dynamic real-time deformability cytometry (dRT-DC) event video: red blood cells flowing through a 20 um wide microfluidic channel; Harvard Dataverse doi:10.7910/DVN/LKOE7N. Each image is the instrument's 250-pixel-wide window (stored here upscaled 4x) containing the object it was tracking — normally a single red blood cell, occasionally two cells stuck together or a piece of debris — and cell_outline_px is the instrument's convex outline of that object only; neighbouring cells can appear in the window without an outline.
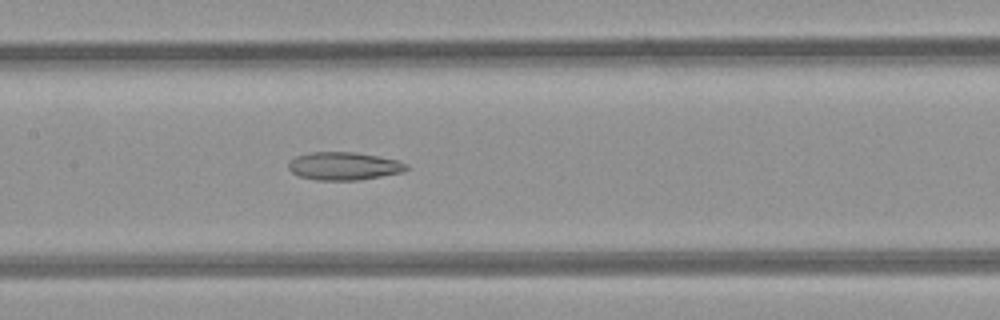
{"species": "common noctule bat (a hibernating species)", "species_latin": "Nyctalus noctula", "temperature_condition": "room temperature", "stored_images_in_passage": 36, "camera_frame_rate_fps": 3000, "um_per_image_px": 0.085, "animal": {"sex": "female", "body_mass_g": 21.9}, "frame": {"image": 1, "passage_image": 11, "time_ms": 3.333, "image_size_px": [1000, 320], "cell_outline_px": [[408, 168], [404, 172], [360, 180], [316, 180], [300, 176], [292, 172], [288, 168], [288, 164], [296, 156], [308, 152], [356, 152], [380, 156], [400, 160], [408, 164]], "centroid_in_image_um": [29.28, 14.11], "position_along_channel_um": 178.1, "area_um2": 19.42}}
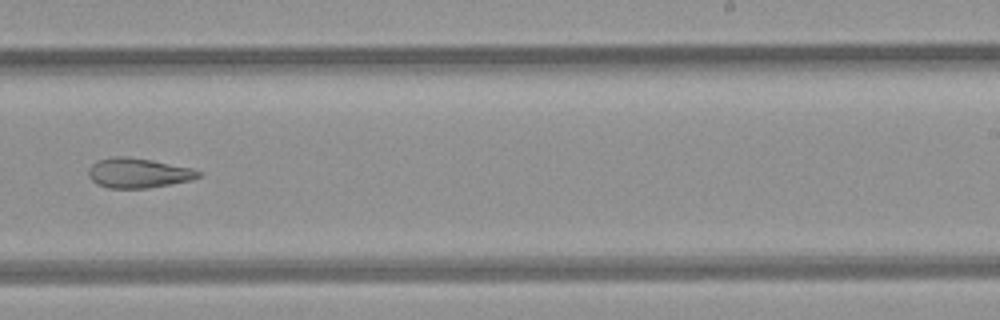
{"frame": {"image": 2, "passage_image": 18, "time_ms": 5.667, "image_size_px": [1000, 320], "cell_outline_px": [[200, 176], [192, 180], [148, 188], [108, 188], [96, 184], [88, 176], [88, 168], [96, 160], [112, 156], [128, 156], [152, 160], [192, 168], [200, 172]], "centroid_in_image_um": [11.71, 14.69], "position_along_channel_um": 277.3, "area_um2": 19.25}}
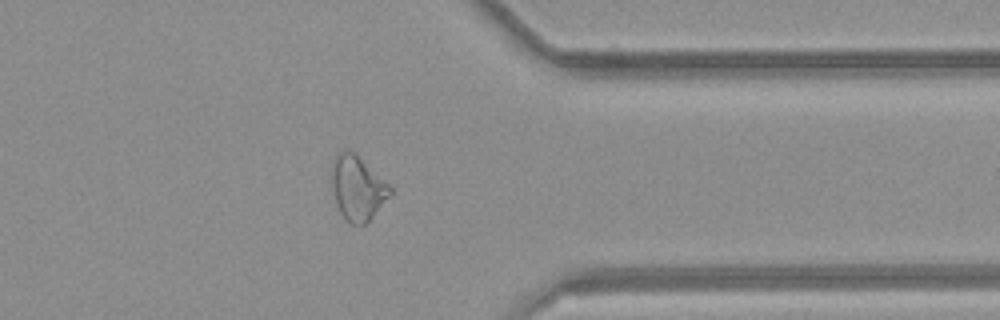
{"frame": {"image": 3, "passage_image": 26, "time_ms": 8.333, "image_size_px": [1000, 320], "cell_outline_px": [[392, 192], [368, 220], [364, 224], [352, 224], [344, 220], [336, 204], [328, 176], [332, 160], [344, 148], [356, 152], [392, 188]], "centroid_in_image_um": [30.3, 15.92], "position_along_channel_um": 381.1, "area_um2": 22.2}, "authors_computed_cell_mechanics": {"area_um2": 21.0392, "velocity_mm_per_s": 4.2702, "shape_relaxation_time_tau1_ms": null, "shape_relaxation_time_tau2_ms": 7.0456, "deformation_change_tau1": null, "deformation_change_tau2": 0.1965}}